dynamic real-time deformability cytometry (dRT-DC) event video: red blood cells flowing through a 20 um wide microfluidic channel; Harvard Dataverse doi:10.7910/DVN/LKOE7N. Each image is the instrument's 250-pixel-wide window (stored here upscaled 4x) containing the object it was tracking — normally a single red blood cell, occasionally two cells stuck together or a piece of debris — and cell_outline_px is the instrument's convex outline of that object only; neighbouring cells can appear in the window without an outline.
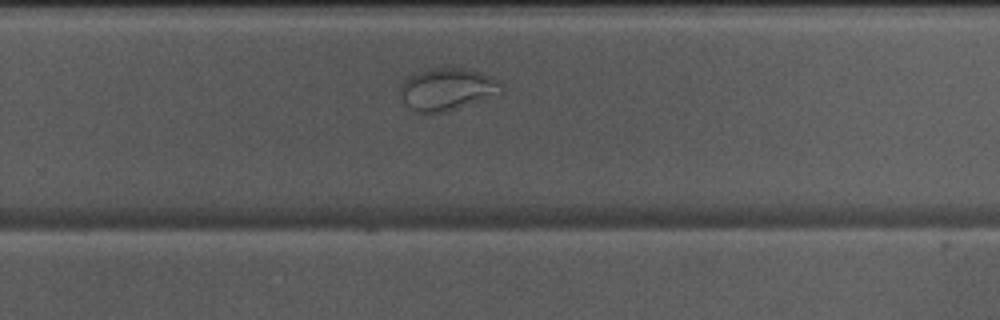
{"species": "Egyptian fruit bat (a non-hibernating species)", "species_latin": "Rousettus aegyptiacus", "temperature_condition": "warm", "stored_images_in_passage": 32, "camera_frame_rate_fps": 3000, "um_per_image_px": 0.085, "animal": {"sex": "male"}, "frame": {"image": 1, "passage_image": 19, "time_ms": 6.0, "image_size_px": [1000, 320], "cell_outline_px": [[504, 92], [500, 96], [440, 112], [416, 112], [408, 108], [404, 104], [400, 96], [400, 84], [408, 76], [432, 68], [460, 68], [480, 72], [500, 80]], "centroid_in_image_um": [38.04, 7.59], "position_along_channel_um": 291.8, "area_um2": 25.09}}
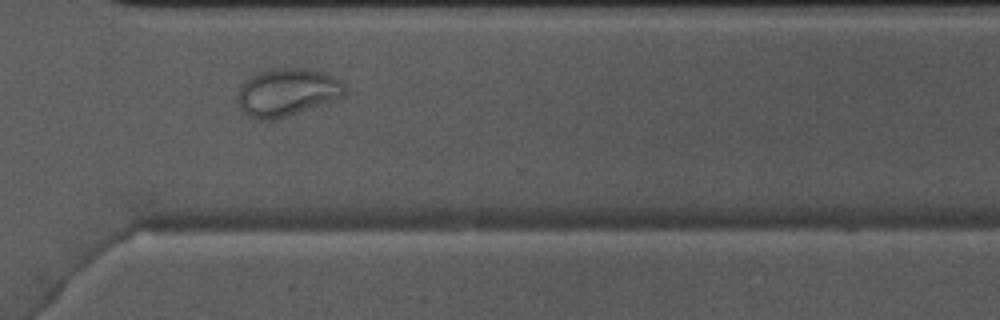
{"frame": {"image": 2, "passage_image": 23, "time_ms": 7.333, "image_size_px": [1000, 320], "cell_outline_px": [[348, 92], [344, 96], [328, 104], [272, 120], [256, 120], [248, 116], [240, 108], [236, 100], [240, 88], [256, 72], [276, 68], [300, 68], [320, 72], [332, 76], [344, 84]], "centroid_in_image_um": [24.43, 7.87], "position_along_channel_um": 346.2, "area_um2": 29.88}}